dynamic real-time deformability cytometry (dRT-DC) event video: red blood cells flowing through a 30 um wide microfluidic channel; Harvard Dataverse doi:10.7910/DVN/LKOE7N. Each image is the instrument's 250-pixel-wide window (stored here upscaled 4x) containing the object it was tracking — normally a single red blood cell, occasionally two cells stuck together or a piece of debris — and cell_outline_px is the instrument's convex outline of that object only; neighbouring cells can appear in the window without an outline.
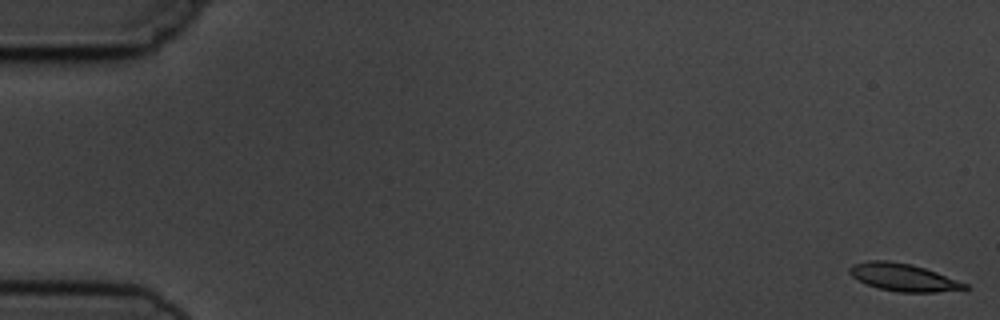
{"species": "common noctule bat (a hibernating species)", "species_latin": "Nyctalus noctula", "temperature_condition": "cold", "stored_images_in_passage": 11, "camera_frame_rate_fps": 3000, "um_per_image_px": 0.085, "animal": {"sex": "male", "body_mass_g": 19.5, "forearm_length_mm": 54.6}, "frame": {"image": 1, "passage_image": 1, "time_ms": 0.0, "image_size_px": [1000, 320], "cell_outline_px": [[972, 288], [936, 292], [900, 292], [876, 288], [852, 276], [848, 272], [848, 268], [852, 264], [868, 260], [888, 260], [912, 264], [936, 272], [968, 284]], "centroid_in_image_um": [76.77, 23.56], "position_along_channel_um": 8.2, "area_um2": 18.5}}
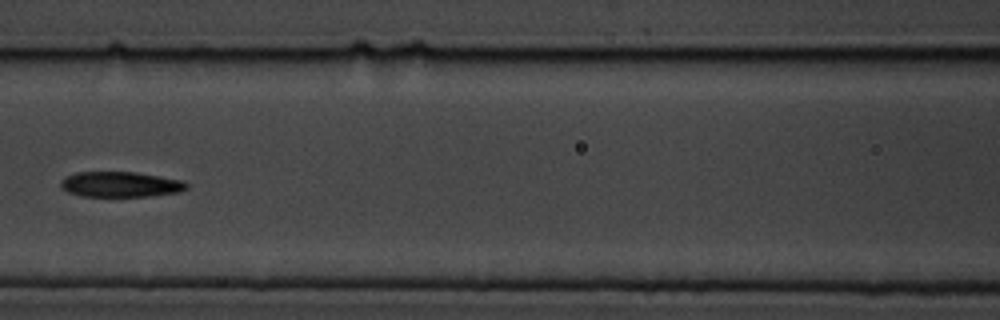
{"frame": {"image": 2, "passage_image": 7, "time_ms": 8.0, "image_size_px": [1000, 320], "cell_outline_px": [[188, 188], [180, 192], [152, 196], [80, 196], [68, 192], [60, 188], [60, 180], [64, 176], [76, 172], [136, 172], [160, 176], [180, 180], [188, 184]], "centroid_in_image_um": [10.2, 15.67], "position_along_channel_um": 156.4, "area_um2": 18.79}}
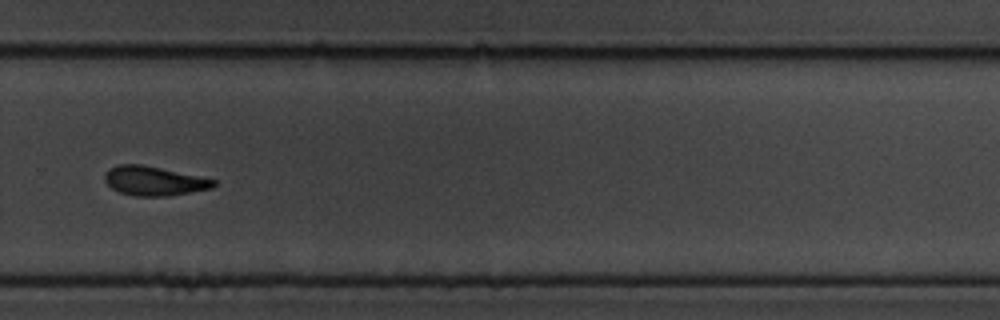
{"frame": {"image": 3, "passage_image": 11, "time_ms": 12.333, "image_size_px": [1000, 320], "cell_outline_px": [[216, 184], [212, 188], [168, 196], [136, 196], [120, 192], [112, 188], [104, 180], [104, 176], [108, 168], [116, 164], [144, 164], [216, 180]], "centroid_in_image_um": [13.06, 15.36], "position_along_channel_um": 316.7, "area_um2": 18.55}}